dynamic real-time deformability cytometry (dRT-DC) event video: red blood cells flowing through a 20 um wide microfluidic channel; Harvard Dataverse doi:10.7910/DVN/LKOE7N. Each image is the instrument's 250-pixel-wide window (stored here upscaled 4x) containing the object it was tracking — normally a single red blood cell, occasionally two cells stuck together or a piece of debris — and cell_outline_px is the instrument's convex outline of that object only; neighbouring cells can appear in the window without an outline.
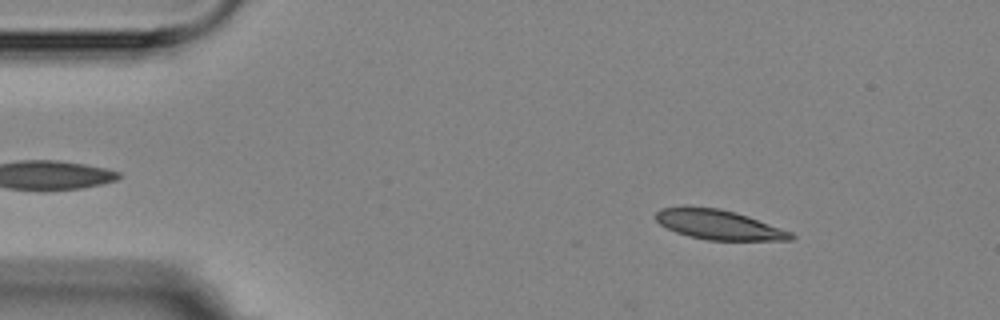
{"species": "Egyptian fruit bat (a non-hibernating species)", "species_latin": "Rousettus aegyptiacus", "temperature_condition": "room temperature", "stored_images_in_passage": 5, "camera_frame_rate_fps": 3000, "um_per_image_px": 0.085, "animal": {"sex": "female"}, "frame": {"image": 1, "passage_image": 2, "time_ms": 1.0, "image_size_px": [1000, 320], "cell_outline_px": [[796, 236], [792, 240], [708, 240], [688, 236], [676, 232], [660, 224], [656, 220], [656, 212], [660, 208], [684, 204], [720, 208], [736, 212], [748, 216], [792, 232]], "centroid_in_image_um": [61.04, 19.06], "position_along_channel_um": 24.0, "area_um2": 23.81}}